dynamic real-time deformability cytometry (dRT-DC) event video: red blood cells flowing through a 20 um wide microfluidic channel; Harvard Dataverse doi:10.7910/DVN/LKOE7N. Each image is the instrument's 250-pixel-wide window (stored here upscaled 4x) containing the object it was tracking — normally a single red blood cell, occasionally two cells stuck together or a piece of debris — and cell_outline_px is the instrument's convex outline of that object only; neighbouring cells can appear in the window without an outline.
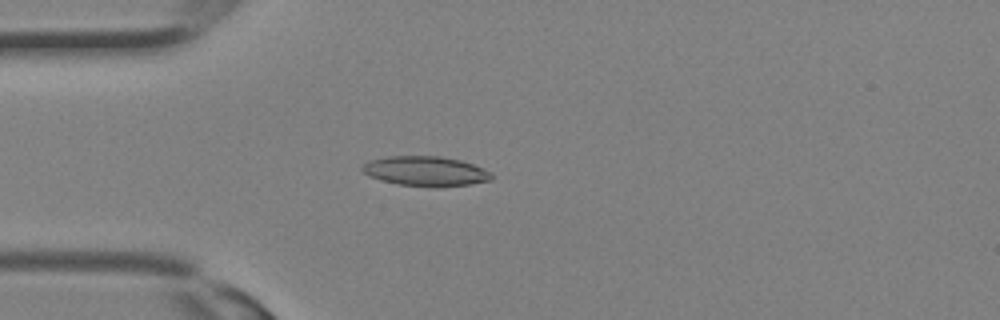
{"species": "Egyptian fruit bat (a non-hibernating species)", "species_latin": "Rousettus aegyptiacus", "temperature_condition": "room temperature", "stored_images_in_passage": 24, "camera_frame_rate_fps": 3000, "um_per_image_px": 0.085, "animal": {"sex": "female"}, "frame": {"image": 1, "passage_image": 1, "time_ms": 0.0, "image_size_px": [1000, 320], "cell_outline_px": [[492, 180], [468, 184], [436, 188], [432, 188], [396, 184], [368, 176], [360, 168], [368, 160], [388, 156], [440, 156], [460, 160], [472, 164], [492, 172]], "centroid_in_image_um": [36.16, 14.56], "position_along_channel_um": 48.8, "area_um2": 22.66}}
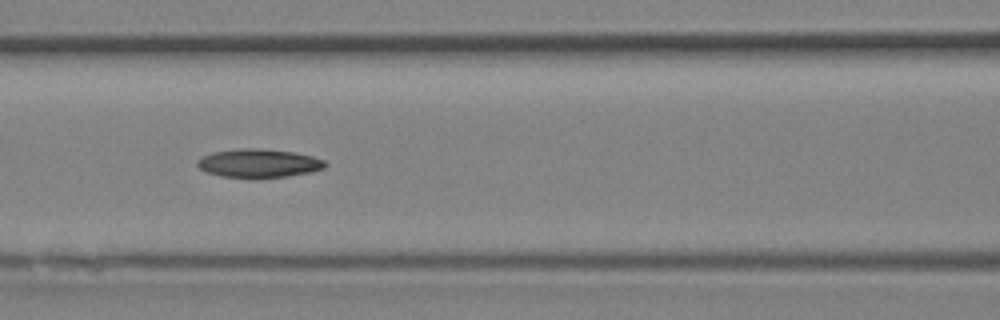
{"frame": {"image": 2, "passage_image": 6, "time_ms": 1.667, "image_size_px": [1000, 320], "cell_outline_px": [[328, 164], [324, 168], [312, 172], [288, 176], [220, 176], [208, 172], [200, 168], [196, 164], [196, 160], [212, 152], [240, 148], [256, 148], [296, 152], [312, 156], [324, 160]], "centroid_in_image_um": [22.02, 13.84], "position_along_channel_um": 144.6, "area_um2": 20.87}}
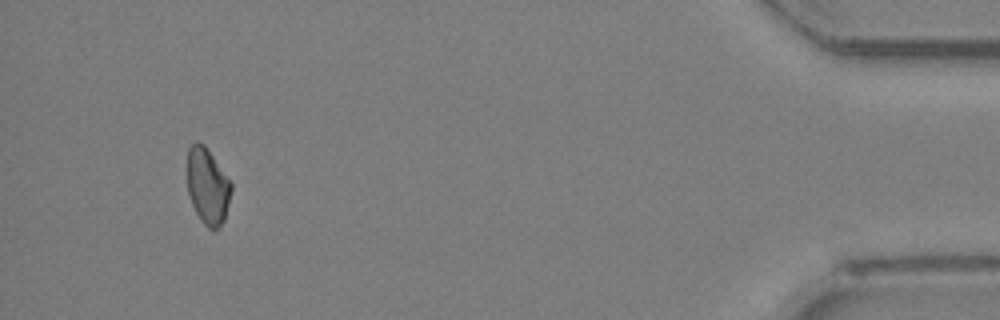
{"frame": {"image": 3, "passage_image": 22, "time_ms": 7.0, "image_size_px": [1000, 320], "cell_outline_px": [[232, 188], [224, 220], [220, 228], [208, 228], [200, 220], [192, 204], [188, 192], [188, 148], [196, 140], [204, 144], [232, 184]], "centroid_in_image_um": [17.64, 15.83], "position_along_channel_um": 417.6, "area_um2": 19.25}}